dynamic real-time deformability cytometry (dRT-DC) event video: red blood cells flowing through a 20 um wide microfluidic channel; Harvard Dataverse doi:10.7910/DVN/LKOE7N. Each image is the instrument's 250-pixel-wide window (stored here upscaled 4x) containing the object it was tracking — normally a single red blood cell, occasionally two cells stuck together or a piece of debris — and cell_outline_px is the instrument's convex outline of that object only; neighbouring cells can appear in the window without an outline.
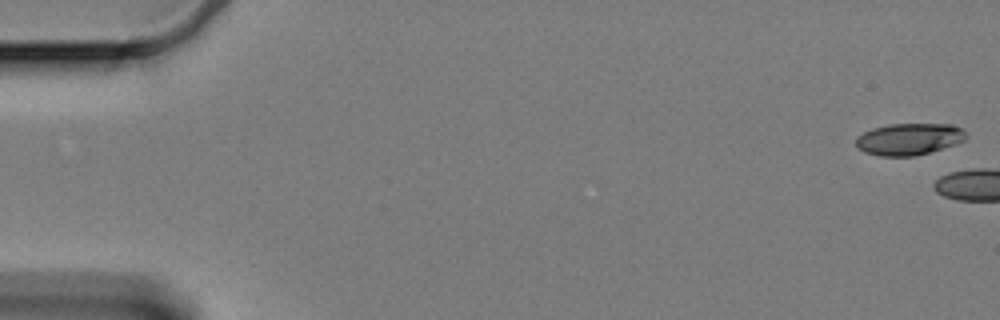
{"species": "Egyptian fruit bat (a non-hibernating species)", "species_latin": "Rousettus aegyptiacus", "temperature_condition": "cold", "stored_images_in_passage": 15, "camera_frame_rate_fps": 3000, "um_per_image_px": 0.085, "animal": {"sex": "female"}, "frame": {"image": 1, "passage_image": 1, "time_ms": 0.0, "image_size_px": [1000, 320], "cell_outline_px": [[968, 136], [964, 140], [916, 156], [880, 156], [864, 152], [856, 148], [856, 136], [872, 128], [892, 124], [952, 124], [960, 128]], "centroid_in_image_um": [77.21, 11.82], "position_along_channel_um": 7.8, "area_um2": 20.23}}